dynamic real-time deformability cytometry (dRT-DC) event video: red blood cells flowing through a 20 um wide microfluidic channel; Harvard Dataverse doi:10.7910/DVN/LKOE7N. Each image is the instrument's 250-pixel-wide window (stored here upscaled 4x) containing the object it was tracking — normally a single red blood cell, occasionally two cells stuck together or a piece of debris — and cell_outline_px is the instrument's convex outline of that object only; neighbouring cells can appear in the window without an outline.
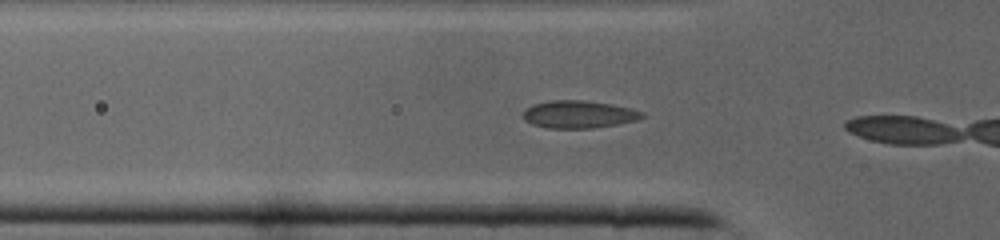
{"species": "common noctule bat (a hibernating species)", "species_latin": "Nyctalus noctula", "temperature_condition": "cold", "stored_images_in_passage": 4, "camera_frame_rate_fps": 3000, "um_per_image_px": 0.085, "animal": {"sex": "male", "body_mass_g": 19.0, "forearm_length_mm": 50.8}, "frame": {"image": 1, "passage_image": 3, "time_ms": 0.667, "image_size_px": [1000, 240], "cell_outline_px": [[644, 116], [636, 120], [616, 124], [592, 128], [548, 128], [532, 124], [524, 120], [520, 116], [524, 108], [532, 104], [552, 100], [580, 100], [608, 104], [628, 108], [644, 112]], "centroid_in_image_um": [49.09, 9.72], "position_along_channel_um": 76.7, "area_um2": 19.02}}